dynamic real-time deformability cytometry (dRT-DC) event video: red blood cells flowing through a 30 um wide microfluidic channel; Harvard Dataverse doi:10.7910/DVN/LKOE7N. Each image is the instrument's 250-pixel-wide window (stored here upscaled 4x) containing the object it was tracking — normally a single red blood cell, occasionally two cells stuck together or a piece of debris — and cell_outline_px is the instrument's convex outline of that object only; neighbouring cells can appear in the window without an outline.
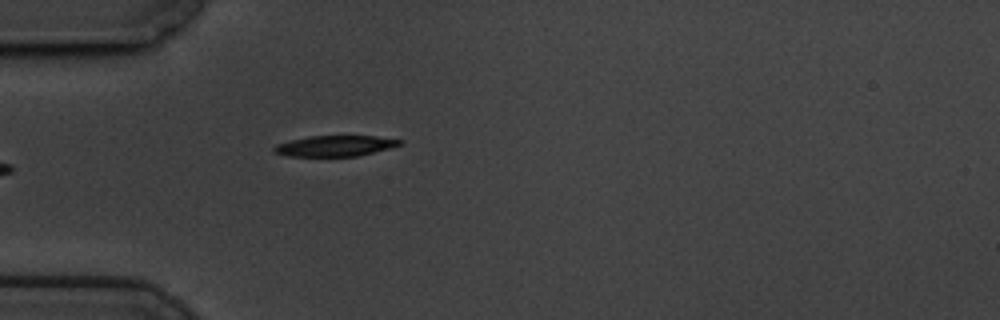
{"species": "common noctule bat (a hibernating species)", "species_latin": "Nyctalus noctula", "temperature_condition": "cold", "stored_images_in_passage": 27, "camera_frame_rate_fps": 3000, "um_per_image_px": 0.085, "animal": {"sex": "male", "body_mass_g": 19.5, "forearm_length_mm": 54.6}, "frame": {"image": 1, "passage_image": 1, "time_ms": 0.0, "image_size_px": [1000, 320], "cell_outline_px": [[404, 140], [400, 144], [388, 148], [356, 156], [288, 156], [272, 152], [272, 148], [276, 144], [308, 136], [376, 136]], "centroid_in_image_um": [28.42, 12.4], "position_along_channel_um": 56.6, "area_um2": 15.03}}
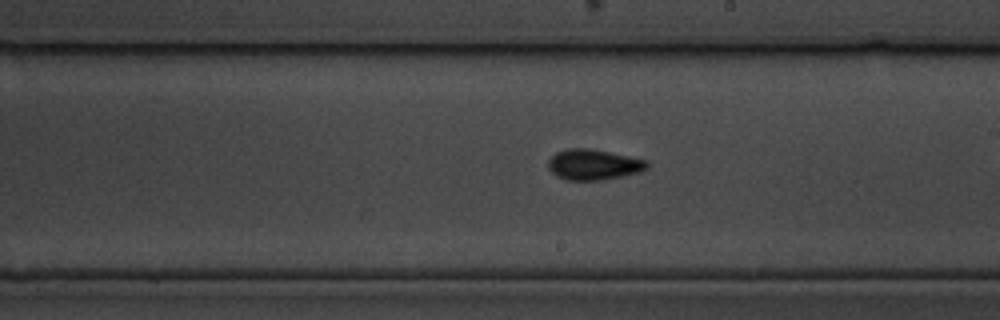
{"frame": {"image": 2, "passage_image": 14, "time_ms": 4.333, "image_size_px": [1000, 320], "cell_outline_px": [[648, 168], [640, 172], [604, 180], [564, 180], [556, 176], [548, 168], [548, 160], [556, 152], [572, 148], [584, 148], [608, 152], [648, 160]], "centroid_in_image_um": [50.45, 14.01], "position_along_channel_um": 238.6, "area_um2": 17.57}}
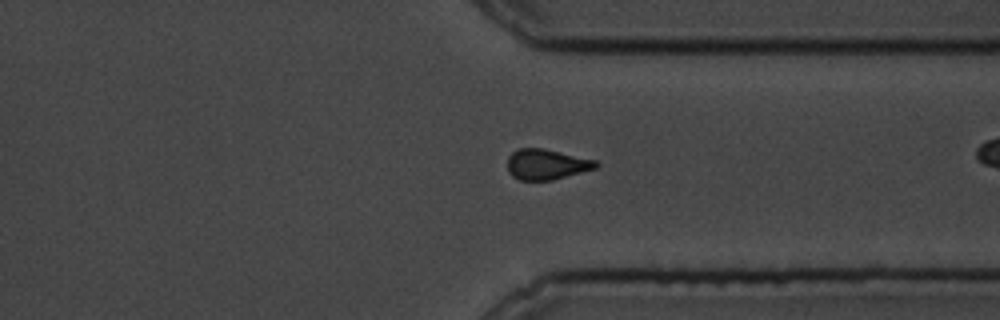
{"frame": {"image": 3, "passage_image": 25, "time_ms": 8.0, "image_size_px": [1000, 320], "cell_outline_px": [[600, 164], [596, 168], [552, 180], [520, 180], [512, 176], [508, 172], [508, 156], [516, 148], [544, 148], [596, 160]], "centroid_in_image_um": [46.44, 13.96], "position_along_channel_um": 365.0, "area_um2": 15.78}}